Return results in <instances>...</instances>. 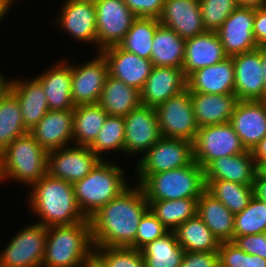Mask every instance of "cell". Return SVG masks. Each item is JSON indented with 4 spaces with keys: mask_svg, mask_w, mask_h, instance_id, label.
Segmentation results:
<instances>
[{
    "mask_svg": "<svg viewBox=\"0 0 266 267\" xmlns=\"http://www.w3.org/2000/svg\"><path fill=\"white\" fill-rule=\"evenodd\" d=\"M124 174L126 171L118 162L103 159L86 177L73 184L78 206L87 218L131 185Z\"/></svg>",
    "mask_w": 266,
    "mask_h": 267,
    "instance_id": "4",
    "label": "cell"
},
{
    "mask_svg": "<svg viewBox=\"0 0 266 267\" xmlns=\"http://www.w3.org/2000/svg\"><path fill=\"white\" fill-rule=\"evenodd\" d=\"M125 124L122 116H107L94 143L89 147L102 160L103 154L115 151L124 155Z\"/></svg>",
    "mask_w": 266,
    "mask_h": 267,
    "instance_id": "39",
    "label": "cell"
},
{
    "mask_svg": "<svg viewBox=\"0 0 266 267\" xmlns=\"http://www.w3.org/2000/svg\"><path fill=\"white\" fill-rule=\"evenodd\" d=\"M93 253L89 218L71 225L50 226L41 267H83Z\"/></svg>",
    "mask_w": 266,
    "mask_h": 267,
    "instance_id": "3",
    "label": "cell"
},
{
    "mask_svg": "<svg viewBox=\"0 0 266 267\" xmlns=\"http://www.w3.org/2000/svg\"><path fill=\"white\" fill-rule=\"evenodd\" d=\"M247 151L266 135V100H238L230 122Z\"/></svg>",
    "mask_w": 266,
    "mask_h": 267,
    "instance_id": "18",
    "label": "cell"
},
{
    "mask_svg": "<svg viewBox=\"0 0 266 267\" xmlns=\"http://www.w3.org/2000/svg\"><path fill=\"white\" fill-rule=\"evenodd\" d=\"M108 267H145L141 250L131 247H94Z\"/></svg>",
    "mask_w": 266,
    "mask_h": 267,
    "instance_id": "42",
    "label": "cell"
},
{
    "mask_svg": "<svg viewBox=\"0 0 266 267\" xmlns=\"http://www.w3.org/2000/svg\"><path fill=\"white\" fill-rule=\"evenodd\" d=\"M47 152L73 144V109L49 110L29 131Z\"/></svg>",
    "mask_w": 266,
    "mask_h": 267,
    "instance_id": "23",
    "label": "cell"
},
{
    "mask_svg": "<svg viewBox=\"0 0 266 267\" xmlns=\"http://www.w3.org/2000/svg\"><path fill=\"white\" fill-rule=\"evenodd\" d=\"M266 233V203L253 196L234 217L233 240L237 236Z\"/></svg>",
    "mask_w": 266,
    "mask_h": 267,
    "instance_id": "40",
    "label": "cell"
},
{
    "mask_svg": "<svg viewBox=\"0 0 266 267\" xmlns=\"http://www.w3.org/2000/svg\"><path fill=\"white\" fill-rule=\"evenodd\" d=\"M235 73L232 57L193 72L187 78L190 92L205 94H234Z\"/></svg>",
    "mask_w": 266,
    "mask_h": 267,
    "instance_id": "26",
    "label": "cell"
},
{
    "mask_svg": "<svg viewBox=\"0 0 266 267\" xmlns=\"http://www.w3.org/2000/svg\"><path fill=\"white\" fill-rule=\"evenodd\" d=\"M227 57L217 32L205 31L186 40L182 70L188 78L193 72L217 64Z\"/></svg>",
    "mask_w": 266,
    "mask_h": 267,
    "instance_id": "25",
    "label": "cell"
},
{
    "mask_svg": "<svg viewBox=\"0 0 266 267\" xmlns=\"http://www.w3.org/2000/svg\"><path fill=\"white\" fill-rule=\"evenodd\" d=\"M253 194L259 200L266 202V180L262 179L257 173L253 181Z\"/></svg>",
    "mask_w": 266,
    "mask_h": 267,
    "instance_id": "49",
    "label": "cell"
},
{
    "mask_svg": "<svg viewBox=\"0 0 266 267\" xmlns=\"http://www.w3.org/2000/svg\"><path fill=\"white\" fill-rule=\"evenodd\" d=\"M220 267H266V259L244 252L232 241L220 242Z\"/></svg>",
    "mask_w": 266,
    "mask_h": 267,
    "instance_id": "43",
    "label": "cell"
},
{
    "mask_svg": "<svg viewBox=\"0 0 266 267\" xmlns=\"http://www.w3.org/2000/svg\"><path fill=\"white\" fill-rule=\"evenodd\" d=\"M10 11V7L6 3V0H0V22H2L5 16H8L7 14Z\"/></svg>",
    "mask_w": 266,
    "mask_h": 267,
    "instance_id": "54",
    "label": "cell"
},
{
    "mask_svg": "<svg viewBox=\"0 0 266 267\" xmlns=\"http://www.w3.org/2000/svg\"><path fill=\"white\" fill-rule=\"evenodd\" d=\"M257 49L260 52V56L262 59V69H263L264 84H265V91H266V45L259 46Z\"/></svg>",
    "mask_w": 266,
    "mask_h": 267,
    "instance_id": "53",
    "label": "cell"
},
{
    "mask_svg": "<svg viewBox=\"0 0 266 267\" xmlns=\"http://www.w3.org/2000/svg\"><path fill=\"white\" fill-rule=\"evenodd\" d=\"M247 152L230 123L198 129L193 142V159L203 169L213 160Z\"/></svg>",
    "mask_w": 266,
    "mask_h": 267,
    "instance_id": "9",
    "label": "cell"
},
{
    "mask_svg": "<svg viewBox=\"0 0 266 267\" xmlns=\"http://www.w3.org/2000/svg\"><path fill=\"white\" fill-rule=\"evenodd\" d=\"M60 60V61H59ZM35 76L43 87L49 110H69L75 105L71 95V63L66 58Z\"/></svg>",
    "mask_w": 266,
    "mask_h": 267,
    "instance_id": "24",
    "label": "cell"
},
{
    "mask_svg": "<svg viewBox=\"0 0 266 267\" xmlns=\"http://www.w3.org/2000/svg\"><path fill=\"white\" fill-rule=\"evenodd\" d=\"M155 110L162 137L194 142L199 126L188 89L167 99Z\"/></svg>",
    "mask_w": 266,
    "mask_h": 267,
    "instance_id": "10",
    "label": "cell"
},
{
    "mask_svg": "<svg viewBox=\"0 0 266 267\" xmlns=\"http://www.w3.org/2000/svg\"><path fill=\"white\" fill-rule=\"evenodd\" d=\"M253 34L258 47L266 45V6L255 8Z\"/></svg>",
    "mask_w": 266,
    "mask_h": 267,
    "instance_id": "48",
    "label": "cell"
},
{
    "mask_svg": "<svg viewBox=\"0 0 266 267\" xmlns=\"http://www.w3.org/2000/svg\"><path fill=\"white\" fill-rule=\"evenodd\" d=\"M83 63L71 62V95L75 106L98 104L108 73V64L98 52ZM81 64V65H80Z\"/></svg>",
    "mask_w": 266,
    "mask_h": 267,
    "instance_id": "13",
    "label": "cell"
},
{
    "mask_svg": "<svg viewBox=\"0 0 266 267\" xmlns=\"http://www.w3.org/2000/svg\"><path fill=\"white\" fill-rule=\"evenodd\" d=\"M132 186L89 218L94 247H130L135 242L137 227L149 205L142 187Z\"/></svg>",
    "mask_w": 266,
    "mask_h": 267,
    "instance_id": "1",
    "label": "cell"
},
{
    "mask_svg": "<svg viewBox=\"0 0 266 267\" xmlns=\"http://www.w3.org/2000/svg\"><path fill=\"white\" fill-rule=\"evenodd\" d=\"M141 252L145 267H180L185 253L174 231L148 243Z\"/></svg>",
    "mask_w": 266,
    "mask_h": 267,
    "instance_id": "35",
    "label": "cell"
},
{
    "mask_svg": "<svg viewBox=\"0 0 266 267\" xmlns=\"http://www.w3.org/2000/svg\"><path fill=\"white\" fill-rule=\"evenodd\" d=\"M206 31L216 32L238 7L236 0H199Z\"/></svg>",
    "mask_w": 266,
    "mask_h": 267,
    "instance_id": "41",
    "label": "cell"
},
{
    "mask_svg": "<svg viewBox=\"0 0 266 267\" xmlns=\"http://www.w3.org/2000/svg\"><path fill=\"white\" fill-rule=\"evenodd\" d=\"M256 162L251 151L213 160L204 169V180H227L243 185H253Z\"/></svg>",
    "mask_w": 266,
    "mask_h": 267,
    "instance_id": "28",
    "label": "cell"
},
{
    "mask_svg": "<svg viewBox=\"0 0 266 267\" xmlns=\"http://www.w3.org/2000/svg\"><path fill=\"white\" fill-rule=\"evenodd\" d=\"M83 267H108L106 263L94 252L84 263Z\"/></svg>",
    "mask_w": 266,
    "mask_h": 267,
    "instance_id": "51",
    "label": "cell"
},
{
    "mask_svg": "<svg viewBox=\"0 0 266 267\" xmlns=\"http://www.w3.org/2000/svg\"><path fill=\"white\" fill-rule=\"evenodd\" d=\"M65 2V3H64ZM53 20L59 29L80 43L97 48L96 6L94 0H65Z\"/></svg>",
    "mask_w": 266,
    "mask_h": 267,
    "instance_id": "15",
    "label": "cell"
},
{
    "mask_svg": "<svg viewBox=\"0 0 266 267\" xmlns=\"http://www.w3.org/2000/svg\"><path fill=\"white\" fill-rule=\"evenodd\" d=\"M185 89H187V78L182 68L153 66L140 91V102L143 106L157 108Z\"/></svg>",
    "mask_w": 266,
    "mask_h": 267,
    "instance_id": "20",
    "label": "cell"
},
{
    "mask_svg": "<svg viewBox=\"0 0 266 267\" xmlns=\"http://www.w3.org/2000/svg\"><path fill=\"white\" fill-rule=\"evenodd\" d=\"M47 227L35 222L16 231L0 252V267H41Z\"/></svg>",
    "mask_w": 266,
    "mask_h": 267,
    "instance_id": "7",
    "label": "cell"
},
{
    "mask_svg": "<svg viewBox=\"0 0 266 267\" xmlns=\"http://www.w3.org/2000/svg\"><path fill=\"white\" fill-rule=\"evenodd\" d=\"M237 100H266L262 59L258 49L232 56Z\"/></svg>",
    "mask_w": 266,
    "mask_h": 267,
    "instance_id": "19",
    "label": "cell"
},
{
    "mask_svg": "<svg viewBox=\"0 0 266 267\" xmlns=\"http://www.w3.org/2000/svg\"><path fill=\"white\" fill-rule=\"evenodd\" d=\"M159 23L184 40L204 33L199 0H165Z\"/></svg>",
    "mask_w": 266,
    "mask_h": 267,
    "instance_id": "21",
    "label": "cell"
},
{
    "mask_svg": "<svg viewBox=\"0 0 266 267\" xmlns=\"http://www.w3.org/2000/svg\"><path fill=\"white\" fill-rule=\"evenodd\" d=\"M174 233L184 251L211 252L219 249L220 242L198 215L180 224Z\"/></svg>",
    "mask_w": 266,
    "mask_h": 267,
    "instance_id": "33",
    "label": "cell"
},
{
    "mask_svg": "<svg viewBox=\"0 0 266 267\" xmlns=\"http://www.w3.org/2000/svg\"><path fill=\"white\" fill-rule=\"evenodd\" d=\"M239 7L260 8L266 6V0H236Z\"/></svg>",
    "mask_w": 266,
    "mask_h": 267,
    "instance_id": "52",
    "label": "cell"
},
{
    "mask_svg": "<svg viewBox=\"0 0 266 267\" xmlns=\"http://www.w3.org/2000/svg\"><path fill=\"white\" fill-rule=\"evenodd\" d=\"M232 242L244 252L266 259V233L237 236Z\"/></svg>",
    "mask_w": 266,
    "mask_h": 267,
    "instance_id": "46",
    "label": "cell"
},
{
    "mask_svg": "<svg viewBox=\"0 0 266 267\" xmlns=\"http://www.w3.org/2000/svg\"><path fill=\"white\" fill-rule=\"evenodd\" d=\"M256 173L262 178L266 180V161L259 163L257 165Z\"/></svg>",
    "mask_w": 266,
    "mask_h": 267,
    "instance_id": "55",
    "label": "cell"
},
{
    "mask_svg": "<svg viewBox=\"0 0 266 267\" xmlns=\"http://www.w3.org/2000/svg\"><path fill=\"white\" fill-rule=\"evenodd\" d=\"M159 25L155 18H137L118 45L141 58L150 59L154 33Z\"/></svg>",
    "mask_w": 266,
    "mask_h": 267,
    "instance_id": "38",
    "label": "cell"
},
{
    "mask_svg": "<svg viewBox=\"0 0 266 267\" xmlns=\"http://www.w3.org/2000/svg\"><path fill=\"white\" fill-rule=\"evenodd\" d=\"M180 267H220L219 252L185 251Z\"/></svg>",
    "mask_w": 266,
    "mask_h": 267,
    "instance_id": "47",
    "label": "cell"
},
{
    "mask_svg": "<svg viewBox=\"0 0 266 267\" xmlns=\"http://www.w3.org/2000/svg\"><path fill=\"white\" fill-rule=\"evenodd\" d=\"M193 159V143L183 139L161 137L137 160L135 183L144 174H157L190 165Z\"/></svg>",
    "mask_w": 266,
    "mask_h": 267,
    "instance_id": "8",
    "label": "cell"
},
{
    "mask_svg": "<svg viewBox=\"0 0 266 267\" xmlns=\"http://www.w3.org/2000/svg\"><path fill=\"white\" fill-rule=\"evenodd\" d=\"M206 190L221 201L233 214L241 212L250 202L253 185L227 180H204Z\"/></svg>",
    "mask_w": 266,
    "mask_h": 267,
    "instance_id": "37",
    "label": "cell"
},
{
    "mask_svg": "<svg viewBox=\"0 0 266 267\" xmlns=\"http://www.w3.org/2000/svg\"><path fill=\"white\" fill-rule=\"evenodd\" d=\"M254 16L255 8L238 6L216 31L228 57L258 48L253 34Z\"/></svg>",
    "mask_w": 266,
    "mask_h": 267,
    "instance_id": "16",
    "label": "cell"
},
{
    "mask_svg": "<svg viewBox=\"0 0 266 267\" xmlns=\"http://www.w3.org/2000/svg\"><path fill=\"white\" fill-rule=\"evenodd\" d=\"M185 43L175 31L160 24L152 41L150 60L155 67L182 68L185 57Z\"/></svg>",
    "mask_w": 266,
    "mask_h": 267,
    "instance_id": "31",
    "label": "cell"
},
{
    "mask_svg": "<svg viewBox=\"0 0 266 267\" xmlns=\"http://www.w3.org/2000/svg\"><path fill=\"white\" fill-rule=\"evenodd\" d=\"M168 232L169 230L148 209L139 222L135 242L130 247L141 250L148 243L163 237Z\"/></svg>",
    "mask_w": 266,
    "mask_h": 267,
    "instance_id": "44",
    "label": "cell"
},
{
    "mask_svg": "<svg viewBox=\"0 0 266 267\" xmlns=\"http://www.w3.org/2000/svg\"><path fill=\"white\" fill-rule=\"evenodd\" d=\"M24 1V0H23ZM14 2H18V0H6V3L8 4V6L10 7V8H12L11 6H13V5H15V3Z\"/></svg>",
    "mask_w": 266,
    "mask_h": 267,
    "instance_id": "57",
    "label": "cell"
},
{
    "mask_svg": "<svg viewBox=\"0 0 266 267\" xmlns=\"http://www.w3.org/2000/svg\"><path fill=\"white\" fill-rule=\"evenodd\" d=\"M6 87L17 97L23 124L28 131H31L49 111L41 82L35 76L30 79L9 77Z\"/></svg>",
    "mask_w": 266,
    "mask_h": 267,
    "instance_id": "22",
    "label": "cell"
},
{
    "mask_svg": "<svg viewBox=\"0 0 266 267\" xmlns=\"http://www.w3.org/2000/svg\"><path fill=\"white\" fill-rule=\"evenodd\" d=\"M253 159L256 162V166L259 163L266 161V135L261 139V141L254 147L251 151Z\"/></svg>",
    "mask_w": 266,
    "mask_h": 267,
    "instance_id": "50",
    "label": "cell"
},
{
    "mask_svg": "<svg viewBox=\"0 0 266 267\" xmlns=\"http://www.w3.org/2000/svg\"><path fill=\"white\" fill-rule=\"evenodd\" d=\"M27 132L18 99L6 87L0 93V154L13 140Z\"/></svg>",
    "mask_w": 266,
    "mask_h": 267,
    "instance_id": "34",
    "label": "cell"
},
{
    "mask_svg": "<svg viewBox=\"0 0 266 267\" xmlns=\"http://www.w3.org/2000/svg\"><path fill=\"white\" fill-rule=\"evenodd\" d=\"M124 155L140 157L162 136L155 108L140 105L124 117Z\"/></svg>",
    "mask_w": 266,
    "mask_h": 267,
    "instance_id": "14",
    "label": "cell"
},
{
    "mask_svg": "<svg viewBox=\"0 0 266 267\" xmlns=\"http://www.w3.org/2000/svg\"><path fill=\"white\" fill-rule=\"evenodd\" d=\"M108 64L111 77L141 91L153 68L150 59L123 50L119 45L107 47L100 51Z\"/></svg>",
    "mask_w": 266,
    "mask_h": 267,
    "instance_id": "17",
    "label": "cell"
},
{
    "mask_svg": "<svg viewBox=\"0 0 266 267\" xmlns=\"http://www.w3.org/2000/svg\"><path fill=\"white\" fill-rule=\"evenodd\" d=\"M96 6L97 53L118 45L137 16L124 0H94Z\"/></svg>",
    "mask_w": 266,
    "mask_h": 267,
    "instance_id": "11",
    "label": "cell"
},
{
    "mask_svg": "<svg viewBox=\"0 0 266 267\" xmlns=\"http://www.w3.org/2000/svg\"><path fill=\"white\" fill-rule=\"evenodd\" d=\"M0 70V93L6 88L7 78L6 75Z\"/></svg>",
    "mask_w": 266,
    "mask_h": 267,
    "instance_id": "56",
    "label": "cell"
},
{
    "mask_svg": "<svg viewBox=\"0 0 266 267\" xmlns=\"http://www.w3.org/2000/svg\"><path fill=\"white\" fill-rule=\"evenodd\" d=\"M197 215L219 242L233 241L235 214L206 189L198 198Z\"/></svg>",
    "mask_w": 266,
    "mask_h": 267,
    "instance_id": "29",
    "label": "cell"
},
{
    "mask_svg": "<svg viewBox=\"0 0 266 267\" xmlns=\"http://www.w3.org/2000/svg\"><path fill=\"white\" fill-rule=\"evenodd\" d=\"M139 184L146 200L198 199L206 189L204 169L195 161L190 165L157 174H144Z\"/></svg>",
    "mask_w": 266,
    "mask_h": 267,
    "instance_id": "6",
    "label": "cell"
},
{
    "mask_svg": "<svg viewBox=\"0 0 266 267\" xmlns=\"http://www.w3.org/2000/svg\"><path fill=\"white\" fill-rule=\"evenodd\" d=\"M150 211L169 230L197 215L198 199L147 200Z\"/></svg>",
    "mask_w": 266,
    "mask_h": 267,
    "instance_id": "36",
    "label": "cell"
},
{
    "mask_svg": "<svg viewBox=\"0 0 266 267\" xmlns=\"http://www.w3.org/2000/svg\"><path fill=\"white\" fill-rule=\"evenodd\" d=\"M137 18L159 19L165 0H124Z\"/></svg>",
    "mask_w": 266,
    "mask_h": 267,
    "instance_id": "45",
    "label": "cell"
},
{
    "mask_svg": "<svg viewBox=\"0 0 266 267\" xmlns=\"http://www.w3.org/2000/svg\"><path fill=\"white\" fill-rule=\"evenodd\" d=\"M108 114L99 104L78 105L73 109V143L90 147Z\"/></svg>",
    "mask_w": 266,
    "mask_h": 267,
    "instance_id": "32",
    "label": "cell"
},
{
    "mask_svg": "<svg viewBox=\"0 0 266 267\" xmlns=\"http://www.w3.org/2000/svg\"><path fill=\"white\" fill-rule=\"evenodd\" d=\"M98 104L109 116L125 117L141 105L140 91L108 75Z\"/></svg>",
    "mask_w": 266,
    "mask_h": 267,
    "instance_id": "30",
    "label": "cell"
},
{
    "mask_svg": "<svg viewBox=\"0 0 266 267\" xmlns=\"http://www.w3.org/2000/svg\"><path fill=\"white\" fill-rule=\"evenodd\" d=\"M29 188L28 206L43 226L71 225L88 219L78 206L73 184L47 173Z\"/></svg>",
    "mask_w": 266,
    "mask_h": 267,
    "instance_id": "2",
    "label": "cell"
},
{
    "mask_svg": "<svg viewBox=\"0 0 266 267\" xmlns=\"http://www.w3.org/2000/svg\"><path fill=\"white\" fill-rule=\"evenodd\" d=\"M190 99L199 128L230 122L237 98L235 94L190 92Z\"/></svg>",
    "mask_w": 266,
    "mask_h": 267,
    "instance_id": "27",
    "label": "cell"
},
{
    "mask_svg": "<svg viewBox=\"0 0 266 267\" xmlns=\"http://www.w3.org/2000/svg\"><path fill=\"white\" fill-rule=\"evenodd\" d=\"M47 164L48 152L27 132L13 140L0 154L1 184L13 180L29 188L47 174Z\"/></svg>",
    "mask_w": 266,
    "mask_h": 267,
    "instance_id": "5",
    "label": "cell"
},
{
    "mask_svg": "<svg viewBox=\"0 0 266 267\" xmlns=\"http://www.w3.org/2000/svg\"><path fill=\"white\" fill-rule=\"evenodd\" d=\"M101 160L89 147L72 144L48 152L47 173L74 184L86 177Z\"/></svg>",
    "mask_w": 266,
    "mask_h": 267,
    "instance_id": "12",
    "label": "cell"
}]
</instances>
